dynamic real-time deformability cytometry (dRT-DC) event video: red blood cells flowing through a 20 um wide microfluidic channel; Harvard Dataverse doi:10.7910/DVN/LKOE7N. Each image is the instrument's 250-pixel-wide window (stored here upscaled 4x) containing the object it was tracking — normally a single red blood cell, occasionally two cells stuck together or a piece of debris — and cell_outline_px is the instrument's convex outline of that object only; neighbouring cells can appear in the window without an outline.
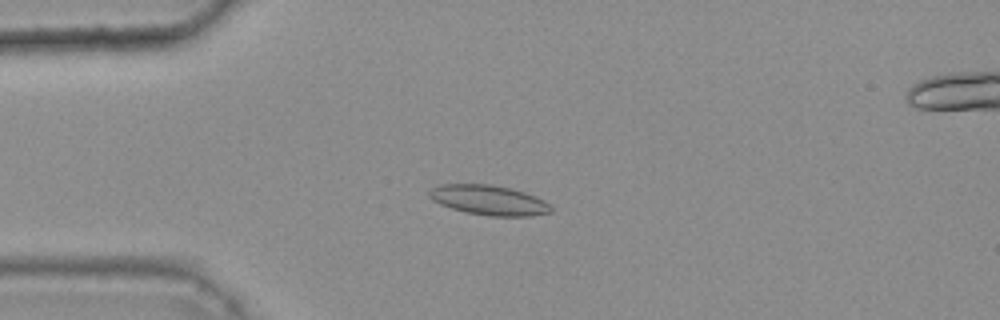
{"species": "common noctule bat (a hibernating species)", "species_latin": "Nyctalus noctula", "temperature_condition": "warm", "stored_images_in_passage": 46, "camera_frame_rate_fps": 3000, "um_per_image_px": 0.085, "animal": {"sex": "female", "body_mass_g": 25.1}, "frame": {"image": 1, "passage_image": 14, "time_ms": 4.333, "image_size_px": [1000, 320], "cell_outline_px": [[552, 212], [532, 216], [488, 216], [468, 212], [452, 208], [440, 204], [432, 200], [428, 196], [428, 192], [432, 188], [440, 184], [492, 184], [524, 192], [536, 196], [544, 200], [552, 208]], "centroid_in_image_um": [41.55, 17.01], "position_along_channel_um": 43.4, "area_um2": 21.15}}
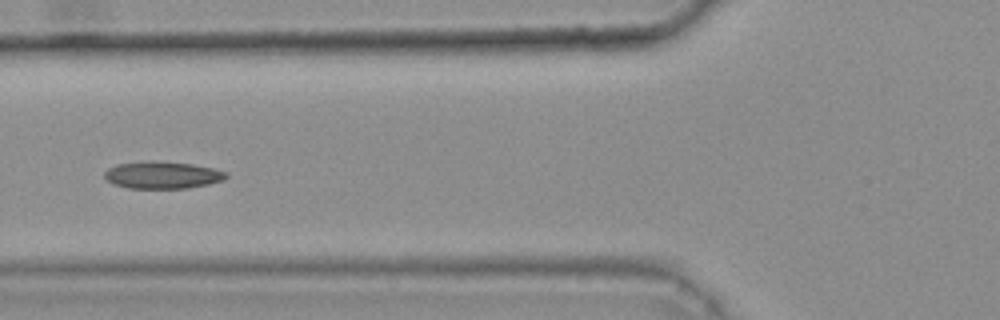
{"frame": {"image": 2, "passage_image": 21, "time_ms": 6.667, "image_size_px": [1000, 320], "cell_outline_px": [[228, 176], [224, 180], [208, 184], [188, 188], [128, 188], [112, 184], [104, 176], [104, 172], [108, 168], [116, 164], [148, 160], [152, 160], [192, 164], [212, 168], [228, 172]], "centroid_in_image_um": [13.79, 14.87], "position_along_channel_um": 112.0, "area_um2": 19.42}}
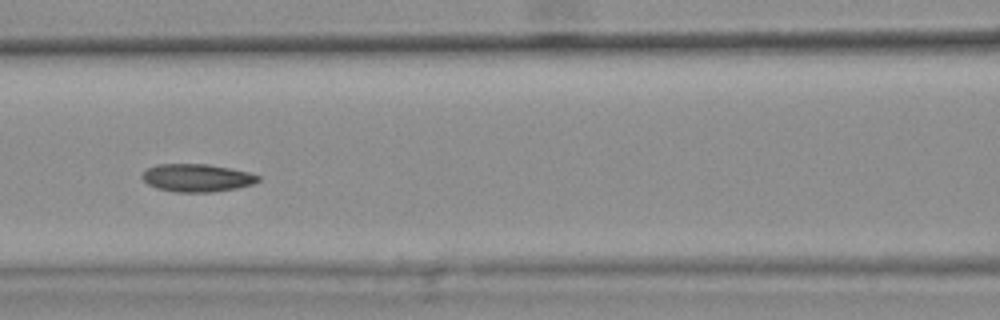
{"frame": {"image": 3, "passage_image": 24, "time_ms": 7.667, "image_size_px": [1000, 320], "cell_outline_px": [[260, 180], [252, 184], [236, 188], [212, 192], [176, 192], [156, 188], [148, 184], [140, 176], [148, 168], [156, 164], [208, 164], [248, 172], [260, 176]], "centroid_in_image_um": [16.72, 15.12], "position_along_channel_um": 149.9, "area_um2": 18.73}, "authors_computed_cell_mechanics": {"area_um2": 19.2185, "velocity_mm_per_s": 3.7809, "shape_relaxation_time_tau1_ms": null, "shape_relaxation_time_tau2_ms": 4.182, "deformation_change_tau1": null, "deformation_change_tau2": 0.0941}}